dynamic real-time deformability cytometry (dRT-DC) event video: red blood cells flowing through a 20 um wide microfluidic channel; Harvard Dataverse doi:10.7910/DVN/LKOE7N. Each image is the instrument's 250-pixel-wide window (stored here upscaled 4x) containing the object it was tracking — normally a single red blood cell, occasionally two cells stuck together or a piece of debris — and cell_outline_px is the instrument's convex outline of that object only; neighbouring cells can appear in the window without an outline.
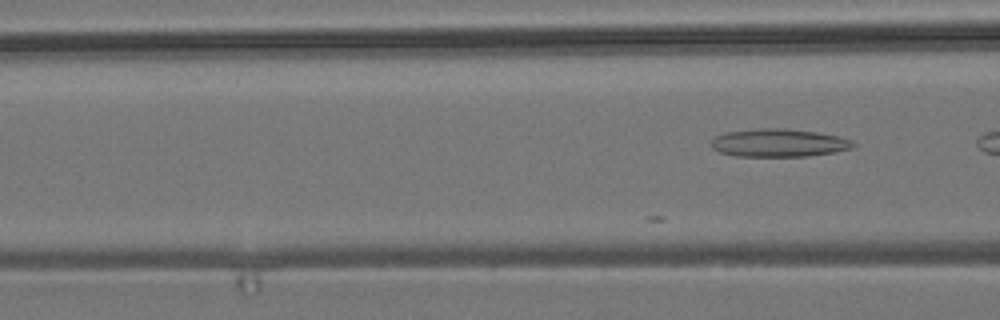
{"species": "common noctule bat (a hibernating species)", "species_latin": "Nyctalus noctula", "temperature_condition": "room temperature", "stored_images_in_passage": 6, "camera_frame_rate_fps": 3000, "um_per_image_px": 0.085, "animal": {"sex": "male", "body_mass_g": 19.2, "forearm_length_mm": 51.8}, "frame": {"image": 1, "passage_image": 6, "time_ms": 1.667, "image_size_px": [1000, 320], "cell_outline_px": [[856, 144], [852, 148], [836, 152], [808, 156], [736, 156], [720, 152], [712, 148], [708, 144], [716, 136], [724, 132], [764, 128], [784, 128], [816, 132], [840, 136], [852, 140]], "centroid_in_image_um": [66.2, 12.14], "position_along_channel_um": 100.4, "area_um2": 23.29}}